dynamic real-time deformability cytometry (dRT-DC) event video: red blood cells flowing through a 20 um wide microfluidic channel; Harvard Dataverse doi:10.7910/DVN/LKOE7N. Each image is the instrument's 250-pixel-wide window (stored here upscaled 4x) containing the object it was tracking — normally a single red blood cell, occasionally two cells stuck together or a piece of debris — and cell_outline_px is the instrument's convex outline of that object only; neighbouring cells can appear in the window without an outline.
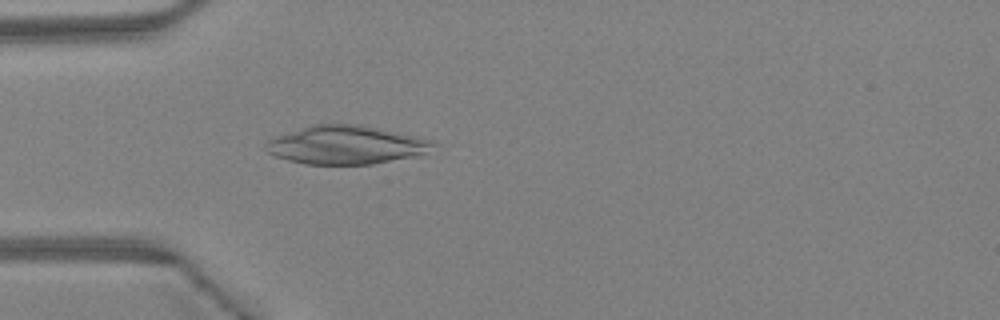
{"species": "Egyptian fruit bat (a non-hibernating species)", "species_latin": "Rousettus aegyptiacus", "temperature_condition": "warm", "stored_images_in_passage": 34, "camera_frame_rate_fps": 3000, "um_per_image_px": 0.085, "animal": {"sex": "female"}, "frame": {"image": 1, "passage_image": 3, "time_ms": 0.667, "image_size_px": [1000, 320], "cell_outline_px": [[440, 144], [420, 156], [372, 164], [304, 164], [288, 160], [276, 156], [268, 152], [264, 148], [264, 144], [268, 140], [276, 136], [312, 124], [360, 124], [416, 136], [432, 140]], "centroid_in_image_um": [29.46, 12.32], "position_along_channel_um": 55.5, "area_um2": 37.74}}
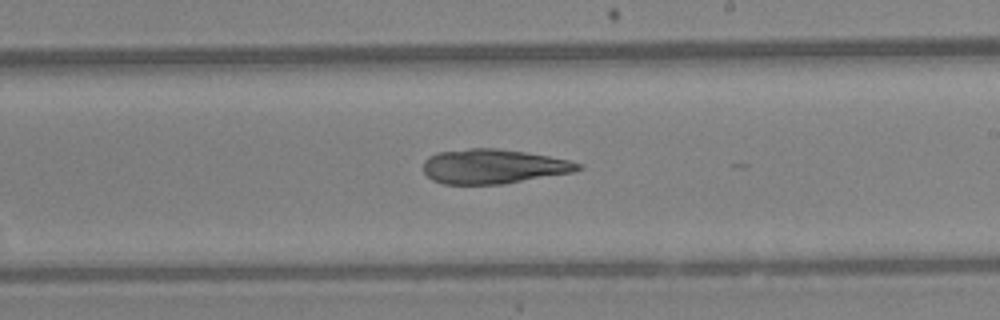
{"frame": {"image": 2, "passage_image": 16, "time_ms": 5.0, "image_size_px": [1000, 320], "cell_outline_px": [[584, 168], [572, 172], [504, 184], [444, 184], [432, 180], [424, 172], [424, 160], [428, 156], [436, 152], [468, 148], [496, 148], [524, 152], [548, 156], [568, 160], [584, 164]], "centroid_in_image_um": [41.92, 14.14], "position_along_channel_um": 247.1, "area_um2": 31.21}}
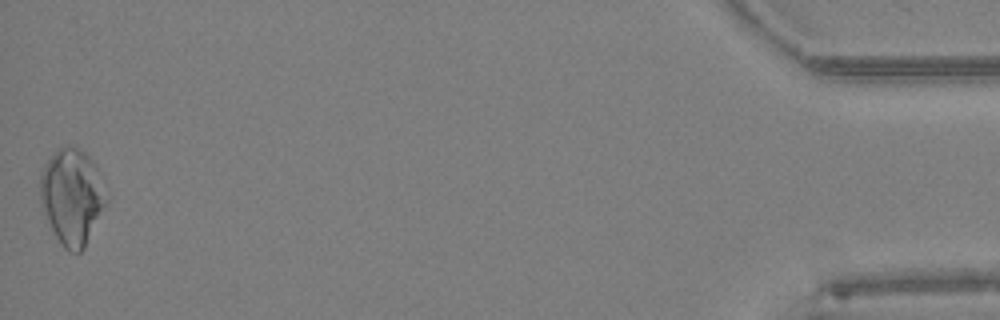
{"frame": {"image": 3, "passage_image": 34, "time_ms": 11.0, "image_size_px": [1000, 320], "cell_outline_px": [[108, 200], [84, 248], [80, 252], [68, 252], [60, 244], [40, 204], [40, 176], [44, 164], [60, 148], [72, 144], [84, 152], [96, 164]], "centroid_in_image_um": [6.12, 16.7], "position_along_channel_um": 429.1, "area_um2": 36.7}}